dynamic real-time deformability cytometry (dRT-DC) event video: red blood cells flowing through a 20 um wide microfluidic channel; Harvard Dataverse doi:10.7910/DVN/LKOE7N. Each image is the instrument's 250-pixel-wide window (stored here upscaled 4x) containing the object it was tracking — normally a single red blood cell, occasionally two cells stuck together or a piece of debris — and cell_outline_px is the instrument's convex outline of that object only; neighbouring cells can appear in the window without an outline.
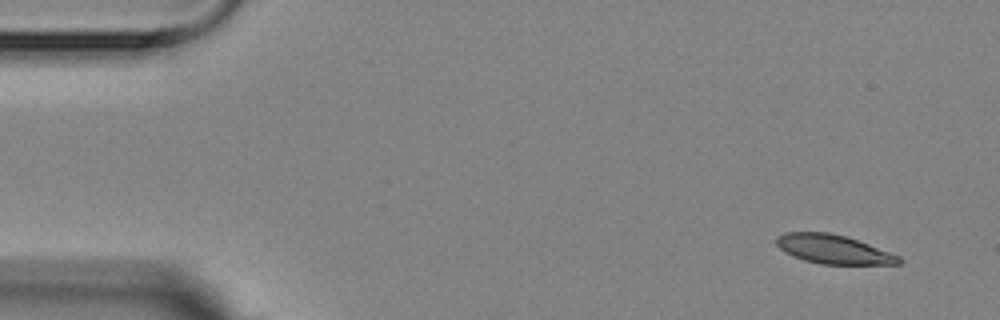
{"species": "Egyptian fruit bat (a non-hibernating species)", "species_latin": "Rousettus aegyptiacus", "temperature_condition": "room temperature", "stored_images_in_passage": 8, "camera_frame_rate_fps": 3000, "um_per_image_px": 0.085, "animal": {"sex": "female"}, "frame": {"image": 1, "passage_image": 1, "time_ms": 0.0, "image_size_px": [1000, 320], "cell_outline_px": [[904, 260], [900, 264], [820, 264], [804, 260], [792, 256], [784, 252], [776, 244], [776, 236], [784, 232], [828, 232], [844, 236], [868, 244], [900, 256]], "centroid_in_image_um": [70.81, 21.19], "position_along_channel_um": 14.2, "area_um2": 20.63}}
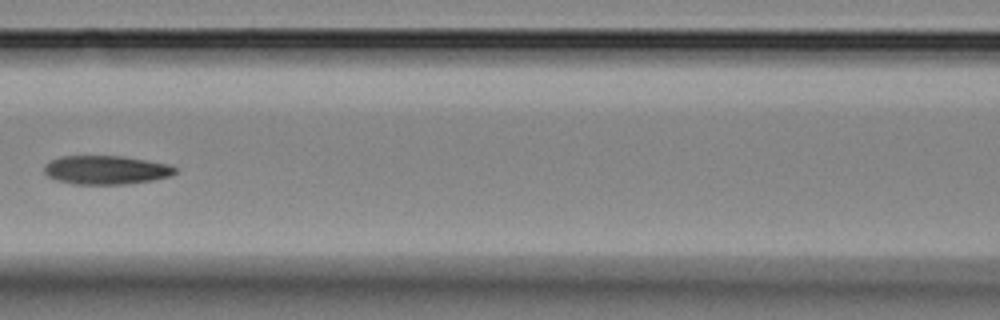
{"frame": {"image": 2, "passage_image": 7, "time_ms": 7.0, "image_size_px": [1000, 320], "cell_outline_px": [[176, 172], [172, 176], [152, 180], [124, 184], [72, 184], [56, 180], [48, 176], [44, 172], [44, 164], [60, 156], [124, 156], [148, 160], [168, 164], [176, 168]], "centroid_in_image_um": [9.01, 14.44], "position_along_channel_um": 157.6, "area_um2": 22.02}}
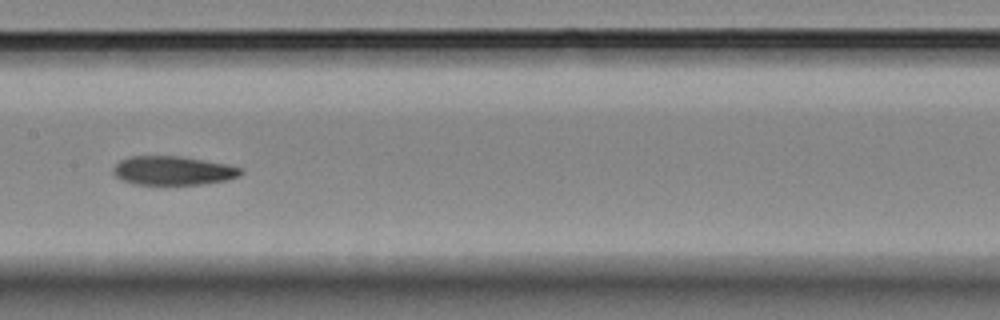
{"frame": {"image": 3, "passage_image": 8, "time_ms": 8.0, "image_size_px": [1000, 320], "cell_outline_px": [[244, 172], [240, 176], [224, 180], [204, 184], [132, 184], [116, 176], [112, 172], [112, 168], [120, 160], [132, 156], [180, 156], [228, 164], [244, 168]], "centroid_in_image_um": [14.74, 14.49], "position_along_channel_um": 192.7, "area_um2": 21.5}}